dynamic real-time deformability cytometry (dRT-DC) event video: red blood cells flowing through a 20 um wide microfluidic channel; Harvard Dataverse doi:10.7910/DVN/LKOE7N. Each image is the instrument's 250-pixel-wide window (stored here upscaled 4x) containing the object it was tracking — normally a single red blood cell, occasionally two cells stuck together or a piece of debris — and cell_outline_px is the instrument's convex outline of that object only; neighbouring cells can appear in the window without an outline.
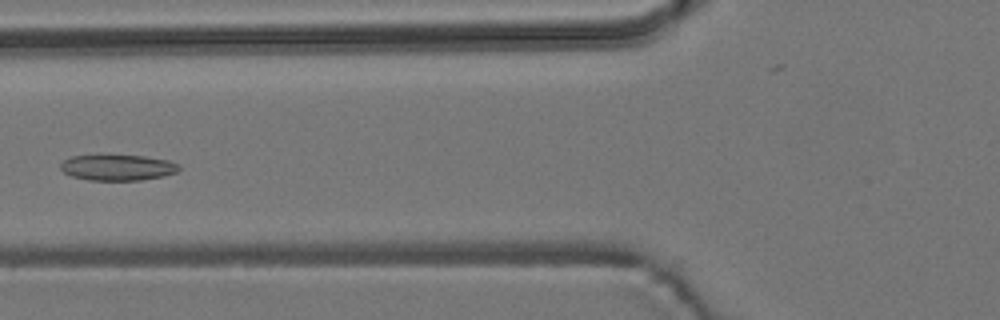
{"species": "common noctule bat (a hibernating species)", "species_latin": "Nyctalus noctula", "temperature_condition": "room temperature", "stored_images_in_passage": 5, "camera_frame_rate_fps": 3000, "um_per_image_px": 0.085, "animal": {"sex": "male", "body_mass_g": 19.2, "forearm_length_mm": 51.8}, "frame": {"image": 1, "passage_image": 4, "time_ms": 3.667, "image_size_px": [1000, 320], "cell_outline_px": [[180, 168], [176, 172], [164, 176], [140, 180], [88, 180], [72, 176], [64, 172], [60, 168], [60, 164], [64, 160], [72, 156], [144, 156], [168, 160], [180, 164]], "centroid_in_image_um": [10.02, 14.25], "position_along_channel_um": 115.8, "area_um2": 17.63}}
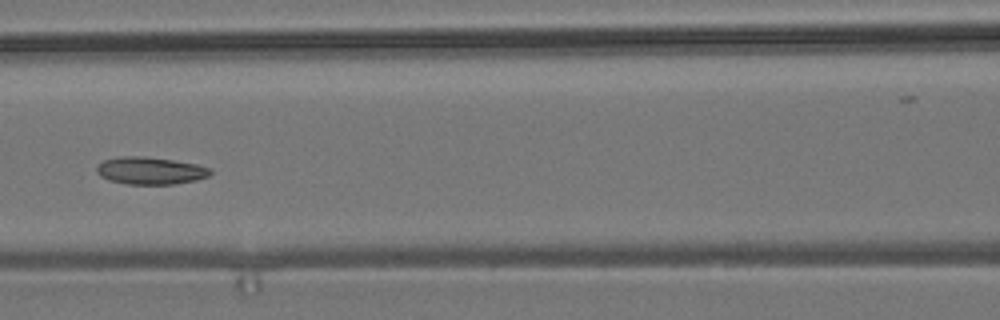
{"frame": {"image": 2, "passage_image": 5, "time_ms": 4.667, "image_size_px": [1000, 320], "cell_outline_px": [[212, 172], [208, 176], [196, 180], [172, 184], [128, 184], [108, 180], [100, 176], [96, 172], [96, 168], [104, 160], [124, 156], [144, 156], [172, 160], [196, 164], [212, 168]], "centroid_in_image_um": [12.78, 14.51], "position_along_channel_um": 153.8, "area_um2": 18.03}}